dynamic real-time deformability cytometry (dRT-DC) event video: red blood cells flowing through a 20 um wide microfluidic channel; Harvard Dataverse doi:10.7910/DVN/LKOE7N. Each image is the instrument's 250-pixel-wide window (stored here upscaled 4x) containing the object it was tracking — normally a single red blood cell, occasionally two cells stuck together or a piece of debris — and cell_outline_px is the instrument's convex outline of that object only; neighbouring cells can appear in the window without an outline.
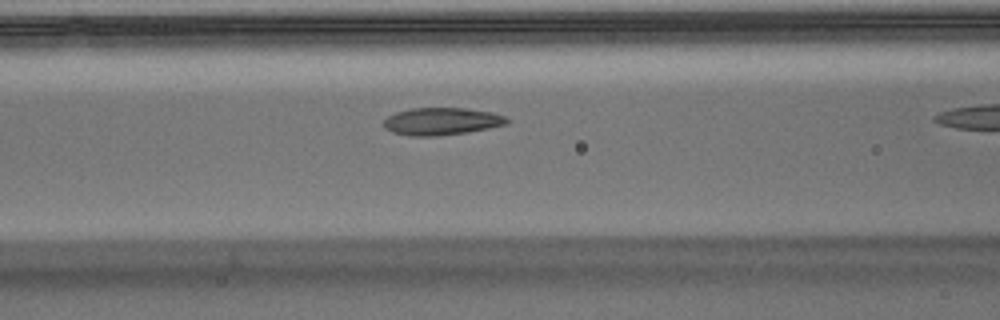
{"species": "Egyptian fruit bat (a non-hibernating species)", "species_latin": "Rousettus aegyptiacus", "temperature_condition": "warm", "stored_images_in_passage": 32, "camera_frame_rate_fps": 3000, "um_per_image_px": 0.085, "animal": {"sex": "male"}, "frame": {"image": 1, "passage_image": 14, "time_ms": 4.333, "image_size_px": [1000, 320], "cell_outline_px": [[508, 124], [468, 132], [436, 136], [412, 136], [392, 132], [384, 128], [384, 120], [388, 116], [396, 112], [412, 108], [464, 108], [492, 112], [504, 116], [508, 120]], "centroid_in_image_um": [37.52, 10.31], "position_along_channel_um": 129.1, "area_um2": 19.59}}
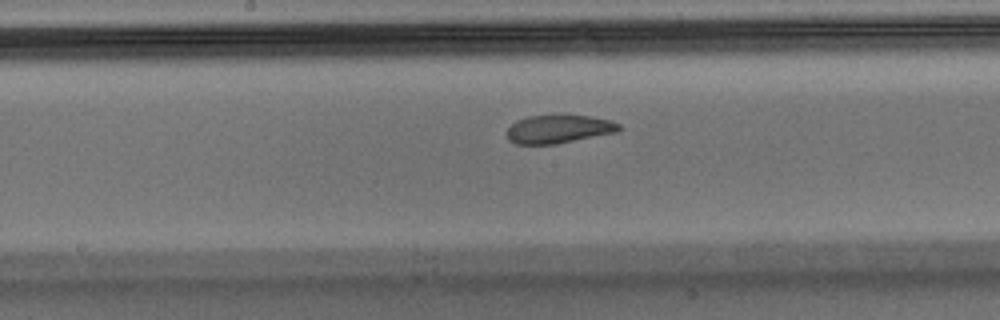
{"frame": {"image": 2, "passage_image": 19, "time_ms": 6.0, "image_size_px": [1000, 320], "cell_outline_px": [[624, 128], [616, 132], [556, 144], [516, 144], [508, 140], [508, 128], [516, 120], [528, 116], [592, 116], [612, 120], [620, 124]], "centroid_in_image_um": [47.52, 10.97], "position_along_channel_um": 200.7, "area_um2": 18.38}}